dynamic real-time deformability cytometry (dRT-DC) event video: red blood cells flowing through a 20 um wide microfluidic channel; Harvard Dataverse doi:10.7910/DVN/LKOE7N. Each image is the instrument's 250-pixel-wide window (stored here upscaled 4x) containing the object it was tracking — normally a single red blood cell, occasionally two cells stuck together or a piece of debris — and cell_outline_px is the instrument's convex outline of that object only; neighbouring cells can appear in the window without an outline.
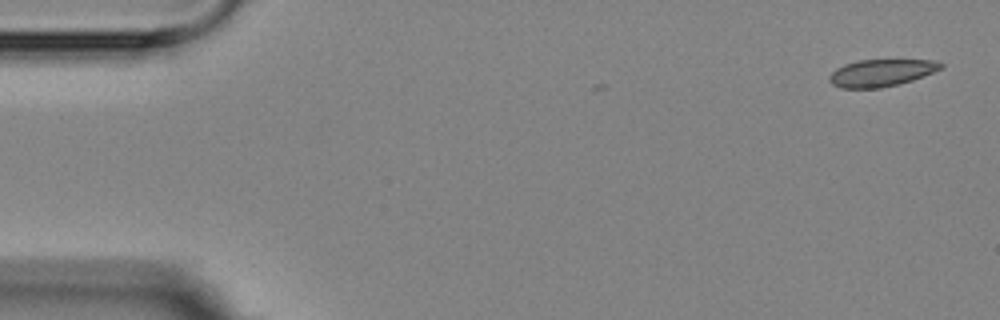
{"species": "Egyptian fruit bat (a non-hibernating species)", "species_latin": "Rousettus aegyptiacus", "temperature_condition": "room temperature", "stored_images_in_passage": 4, "camera_frame_rate_fps": 3000, "um_per_image_px": 0.085, "animal": {"sex": "female"}, "frame": {"image": 1, "passage_image": 1, "time_ms": 0.0, "image_size_px": [1000, 320], "cell_outline_px": [[944, 68], [912, 80], [880, 88], [840, 88], [832, 84], [828, 80], [828, 76], [836, 68], [844, 64], [860, 60], [936, 60], [944, 64]], "centroid_in_image_um": [74.9, 6.19], "position_along_channel_um": 10.1, "area_um2": 17.63}}
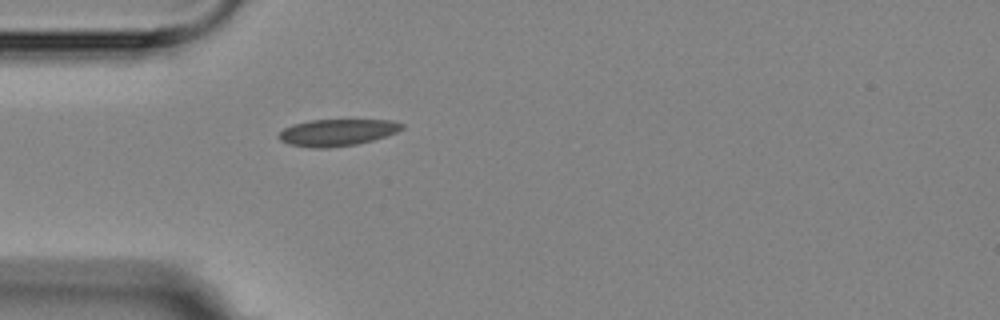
{"frame": {"image": 2, "passage_image": 4, "time_ms": 4.667, "image_size_px": [1000, 320], "cell_outline_px": [[404, 128], [396, 132], [372, 140], [356, 144], [328, 148], [312, 148], [288, 144], [280, 140], [276, 136], [284, 128], [292, 124], [312, 120], [392, 120], [404, 124]], "centroid_in_image_um": [28.62, 11.26], "position_along_channel_um": 56.4, "area_um2": 19.19}}